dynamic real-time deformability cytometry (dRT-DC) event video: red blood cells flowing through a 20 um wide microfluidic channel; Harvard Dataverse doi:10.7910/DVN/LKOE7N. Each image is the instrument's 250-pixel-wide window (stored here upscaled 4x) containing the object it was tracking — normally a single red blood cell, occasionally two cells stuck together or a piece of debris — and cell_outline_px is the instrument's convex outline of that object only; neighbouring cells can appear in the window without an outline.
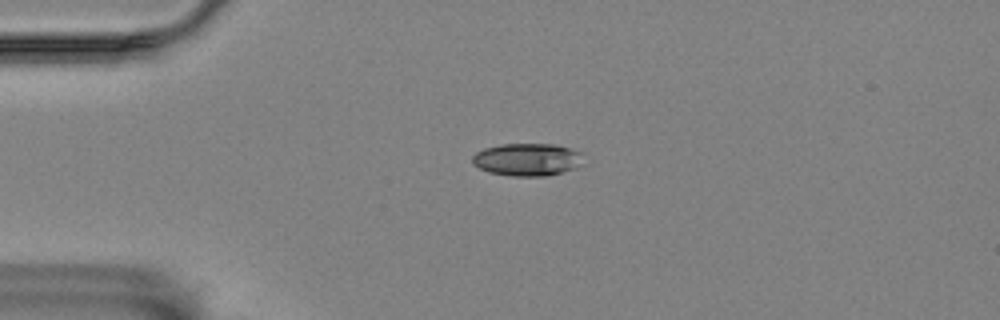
{"species": "Egyptian fruit bat (a non-hibernating species)", "species_latin": "Rousettus aegyptiacus", "temperature_condition": "room temperature", "stored_images_in_passage": 44, "camera_frame_rate_fps": 3000, "um_per_image_px": 0.085, "animal": {"sex": "female"}, "frame": {"image": 1, "passage_image": 1, "time_ms": 0.0, "image_size_px": [1000, 320], "cell_outline_px": [[584, 152], [572, 168], [548, 176], [512, 176], [488, 172], [472, 164], [472, 156], [476, 152], [484, 148], [504, 144], [556, 144]], "centroid_in_image_um": [44.74, 13.55], "position_along_channel_um": 40.3, "area_um2": 20.81}}
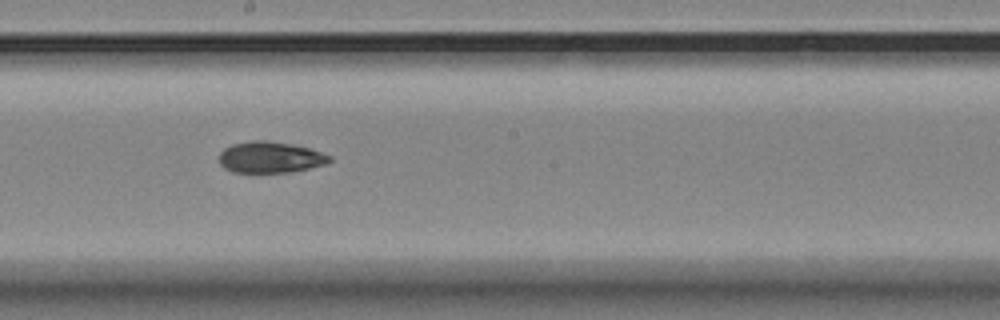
{"frame": {"image": 2, "passage_image": 19, "time_ms": 6.0, "image_size_px": [1000, 320], "cell_outline_px": [[332, 160], [328, 164], [292, 172], [232, 172], [224, 168], [220, 164], [220, 152], [224, 148], [232, 144], [252, 140], [268, 140], [308, 148], [332, 156]], "centroid_in_image_um": [22.97, 13.37], "position_along_channel_um": 225.2, "area_um2": 20.11}}
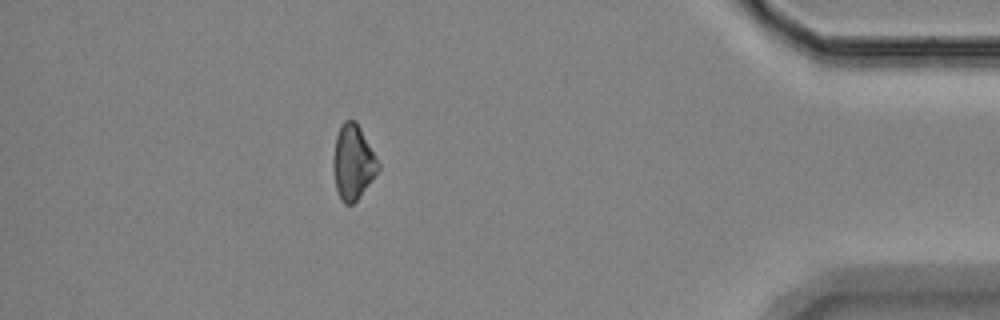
{"frame": {"image": 3, "passage_image": 38, "time_ms": 12.333, "image_size_px": [1000, 320], "cell_outline_px": [[380, 168], [356, 200], [352, 204], [344, 204], [340, 200], [336, 188], [332, 164], [332, 160], [336, 136], [340, 124], [344, 120], [356, 120], [380, 164]], "centroid_in_image_um": [29.98, 13.76], "position_along_channel_um": 405.2, "area_um2": 19.48}, "authors_computed_cell_mechanics": {"area_um2": 20.2011, "velocity_mm_per_s": 3.5253, "shape_relaxation_time_tau1_ms": 3.5083, "shape_relaxation_time_tau2_ms": null, "deformation_change_tau1": 0.1033, "deformation_change_tau2": null}}